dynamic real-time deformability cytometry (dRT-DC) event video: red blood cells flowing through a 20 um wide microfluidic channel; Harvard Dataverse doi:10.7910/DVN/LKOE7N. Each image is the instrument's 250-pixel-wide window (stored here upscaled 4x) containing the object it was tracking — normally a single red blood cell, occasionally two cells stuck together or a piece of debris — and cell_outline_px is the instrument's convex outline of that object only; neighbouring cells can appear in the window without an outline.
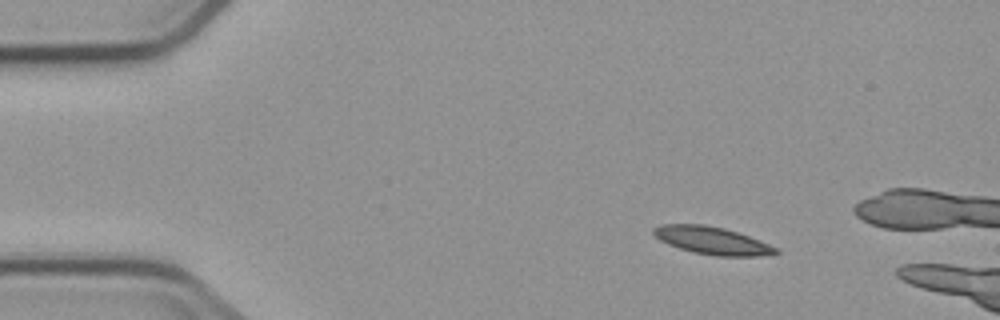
{"species": "common noctule bat (a hibernating species)", "species_latin": "Nyctalus noctula", "temperature_condition": "cold", "stored_images_in_passage": 3, "camera_frame_rate_fps": 3000, "um_per_image_px": 0.085, "animal": {"sex": "male", "body_mass_g": 23.1, "forearm_length_mm": 52.7}, "frame": {"image": 1, "passage_image": 1, "time_ms": 0.0, "image_size_px": [1000, 320], "cell_outline_px": [[780, 252], [760, 256], [716, 256], [692, 252], [668, 244], [660, 240], [652, 232], [652, 228], [660, 224], [704, 224], [724, 228], [760, 240], [780, 248]], "centroid_in_image_um": [60.54, 20.44], "position_along_channel_um": 24.5, "area_um2": 19.71}}